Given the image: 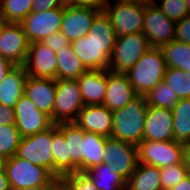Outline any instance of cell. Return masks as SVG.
<instances>
[{
	"mask_svg": "<svg viewBox=\"0 0 190 190\" xmlns=\"http://www.w3.org/2000/svg\"><path fill=\"white\" fill-rule=\"evenodd\" d=\"M116 37L110 18L105 11H100L88 34L71 45L87 70H108Z\"/></svg>",
	"mask_w": 190,
	"mask_h": 190,
	"instance_id": "6da1fadb",
	"label": "cell"
},
{
	"mask_svg": "<svg viewBox=\"0 0 190 190\" xmlns=\"http://www.w3.org/2000/svg\"><path fill=\"white\" fill-rule=\"evenodd\" d=\"M147 107L146 96L137 94L125 107L113 111L111 137L137 146L144 137Z\"/></svg>",
	"mask_w": 190,
	"mask_h": 190,
	"instance_id": "7a4b0ae2",
	"label": "cell"
},
{
	"mask_svg": "<svg viewBox=\"0 0 190 190\" xmlns=\"http://www.w3.org/2000/svg\"><path fill=\"white\" fill-rule=\"evenodd\" d=\"M166 68L161 49L151 47L125 74L136 94L147 95L163 81Z\"/></svg>",
	"mask_w": 190,
	"mask_h": 190,
	"instance_id": "3957f363",
	"label": "cell"
},
{
	"mask_svg": "<svg viewBox=\"0 0 190 190\" xmlns=\"http://www.w3.org/2000/svg\"><path fill=\"white\" fill-rule=\"evenodd\" d=\"M4 170L11 190L34 186H54L59 182L48 169L32 164L16 154L7 159Z\"/></svg>",
	"mask_w": 190,
	"mask_h": 190,
	"instance_id": "277c9868",
	"label": "cell"
},
{
	"mask_svg": "<svg viewBox=\"0 0 190 190\" xmlns=\"http://www.w3.org/2000/svg\"><path fill=\"white\" fill-rule=\"evenodd\" d=\"M150 48L143 32L116 37L108 70L127 73Z\"/></svg>",
	"mask_w": 190,
	"mask_h": 190,
	"instance_id": "5b68a950",
	"label": "cell"
},
{
	"mask_svg": "<svg viewBox=\"0 0 190 190\" xmlns=\"http://www.w3.org/2000/svg\"><path fill=\"white\" fill-rule=\"evenodd\" d=\"M84 106L76 79L57 80L52 114L54 124L74 122Z\"/></svg>",
	"mask_w": 190,
	"mask_h": 190,
	"instance_id": "8992f818",
	"label": "cell"
},
{
	"mask_svg": "<svg viewBox=\"0 0 190 190\" xmlns=\"http://www.w3.org/2000/svg\"><path fill=\"white\" fill-rule=\"evenodd\" d=\"M139 163L159 168L183 163V143L142 140L138 145Z\"/></svg>",
	"mask_w": 190,
	"mask_h": 190,
	"instance_id": "52a82bcc",
	"label": "cell"
},
{
	"mask_svg": "<svg viewBox=\"0 0 190 190\" xmlns=\"http://www.w3.org/2000/svg\"><path fill=\"white\" fill-rule=\"evenodd\" d=\"M104 163L114 173H118L123 180L127 181L139 163L138 148L134 144L107 137L105 141Z\"/></svg>",
	"mask_w": 190,
	"mask_h": 190,
	"instance_id": "ba28073f",
	"label": "cell"
},
{
	"mask_svg": "<svg viewBox=\"0 0 190 190\" xmlns=\"http://www.w3.org/2000/svg\"><path fill=\"white\" fill-rule=\"evenodd\" d=\"M53 125L33 136L21 137L16 155L53 174Z\"/></svg>",
	"mask_w": 190,
	"mask_h": 190,
	"instance_id": "9c48e42d",
	"label": "cell"
},
{
	"mask_svg": "<svg viewBox=\"0 0 190 190\" xmlns=\"http://www.w3.org/2000/svg\"><path fill=\"white\" fill-rule=\"evenodd\" d=\"M104 11L110 18L117 37L142 32L145 4L109 1Z\"/></svg>",
	"mask_w": 190,
	"mask_h": 190,
	"instance_id": "30bf717a",
	"label": "cell"
},
{
	"mask_svg": "<svg viewBox=\"0 0 190 190\" xmlns=\"http://www.w3.org/2000/svg\"><path fill=\"white\" fill-rule=\"evenodd\" d=\"M175 24L162 13L154 1L145 4L142 32L150 47L160 48L174 40Z\"/></svg>",
	"mask_w": 190,
	"mask_h": 190,
	"instance_id": "8fae6325",
	"label": "cell"
},
{
	"mask_svg": "<svg viewBox=\"0 0 190 190\" xmlns=\"http://www.w3.org/2000/svg\"><path fill=\"white\" fill-rule=\"evenodd\" d=\"M29 42L21 23H0V55L14 65H24Z\"/></svg>",
	"mask_w": 190,
	"mask_h": 190,
	"instance_id": "7c38bea8",
	"label": "cell"
},
{
	"mask_svg": "<svg viewBox=\"0 0 190 190\" xmlns=\"http://www.w3.org/2000/svg\"><path fill=\"white\" fill-rule=\"evenodd\" d=\"M63 15L64 7L31 12L21 22L28 42H41L49 35L60 31Z\"/></svg>",
	"mask_w": 190,
	"mask_h": 190,
	"instance_id": "4fadbf2b",
	"label": "cell"
},
{
	"mask_svg": "<svg viewBox=\"0 0 190 190\" xmlns=\"http://www.w3.org/2000/svg\"><path fill=\"white\" fill-rule=\"evenodd\" d=\"M14 112L21 137L33 136L54 124L51 117L40 111L24 94L14 106Z\"/></svg>",
	"mask_w": 190,
	"mask_h": 190,
	"instance_id": "5bb4252c",
	"label": "cell"
},
{
	"mask_svg": "<svg viewBox=\"0 0 190 190\" xmlns=\"http://www.w3.org/2000/svg\"><path fill=\"white\" fill-rule=\"evenodd\" d=\"M56 53L41 42L29 43L24 64L27 75L57 80Z\"/></svg>",
	"mask_w": 190,
	"mask_h": 190,
	"instance_id": "9a60e30c",
	"label": "cell"
},
{
	"mask_svg": "<svg viewBox=\"0 0 190 190\" xmlns=\"http://www.w3.org/2000/svg\"><path fill=\"white\" fill-rule=\"evenodd\" d=\"M100 11L66 4L60 31L70 43L88 34L95 16Z\"/></svg>",
	"mask_w": 190,
	"mask_h": 190,
	"instance_id": "2e32d148",
	"label": "cell"
},
{
	"mask_svg": "<svg viewBox=\"0 0 190 190\" xmlns=\"http://www.w3.org/2000/svg\"><path fill=\"white\" fill-rule=\"evenodd\" d=\"M74 123L85 132L111 137L113 127L112 111L103 104L85 105L78 113Z\"/></svg>",
	"mask_w": 190,
	"mask_h": 190,
	"instance_id": "e0dca14e",
	"label": "cell"
},
{
	"mask_svg": "<svg viewBox=\"0 0 190 190\" xmlns=\"http://www.w3.org/2000/svg\"><path fill=\"white\" fill-rule=\"evenodd\" d=\"M173 112L148 105L143 140L173 141Z\"/></svg>",
	"mask_w": 190,
	"mask_h": 190,
	"instance_id": "ac0fdd59",
	"label": "cell"
},
{
	"mask_svg": "<svg viewBox=\"0 0 190 190\" xmlns=\"http://www.w3.org/2000/svg\"><path fill=\"white\" fill-rule=\"evenodd\" d=\"M56 79L35 78L27 76L24 95L28 97L37 108L52 119L53 106L56 96Z\"/></svg>",
	"mask_w": 190,
	"mask_h": 190,
	"instance_id": "d6986e66",
	"label": "cell"
},
{
	"mask_svg": "<svg viewBox=\"0 0 190 190\" xmlns=\"http://www.w3.org/2000/svg\"><path fill=\"white\" fill-rule=\"evenodd\" d=\"M128 77L124 73H114L107 70V88L103 105L110 111L125 107L135 96Z\"/></svg>",
	"mask_w": 190,
	"mask_h": 190,
	"instance_id": "ffe728a7",
	"label": "cell"
},
{
	"mask_svg": "<svg viewBox=\"0 0 190 190\" xmlns=\"http://www.w3.org/2000/svg\"><path fill=\"white\" fill-rule=\"evenodd\" d=\"M85 105H102L107 88V70H87L77 79Z\"/></svg>",
	"mask_w": 190,
	"mask_h": 190,
	"instance_id": "44dd1931",
	"label": "cell"
},
{
	"mask_svg": "<svg viewBox=\"0 0 190 190\" xmlns=\"http://www.w3.org/2000/svg\"><path fill=\"white\" fill-rule=\"evenodd\" d=\"M27 72L24 65H15L0 84V103L14 108L24 94Z\"/></svg>",
	"mask_w": 190,
	"mask_h": 190,
	"instance_id": "7402d4cb",
	"label": "cell"
},
{
	"mask_svg": "<svg viewBox=\"0 0 190 190\" xmlns=\"http://www.w3.org/2000/svg\"><path fill=\"white\" fill-rule=\"evenodd\" d=\"M53 175L60 180L64 175L72 173V160L69 155L65 135L58 129V124H53Z\"/></svg>",
	"mask_w": 190,
	"mask_h": 190,
	"instance_id": "603a6c76",
	"label": "cell"
},
{
	"mask_svg": "<svg viewBox=\"0 0 190 190\" xmlns=\"http://www.w3.org/2000/svg\"><path fill=\"white\" fill-rule=\"evenodd\" d=\"M58 129L65 135L68 144L72 160V173L83 172L84 131L74 122L59 123Z\"/></svg>",
	"mask_w": 190,
	"mask_h": 190,
	"instance_id": "cb8c5ba5",
	"label": "cell"
},
{
	"mask_svg": "<svg viewBox=\"0 0 190 190\" xmlns=\"http://www.w3.org/2000/svg\"><path fill=\"white\" fill-rule=\"evenodd\" d=\"M125 190H162L160 168L138 163L137 168L126 181Z\"/></svg>",
	"mask_w": 190,
	"mask_h": 190,
	"instance_id": "d4e9b609",
	"label": "cell"
},
{
	"mask_svg": "<svg viewBox=\"0 0 190 190\" xmlns=\"http://www.w3.org/2000/svg\"><path fill=\"white\" fill-rule=\"evenodd\" d=\"M57 58V80L77 79L87 69L77 57L72 45L70 44L64 49L56 52Z\"/></svg>",
	"mask_w": 190,
	"mask_h": 190,
	"instance_id": "484cf974",
	"label": "cell"
},
{
	"mask_svg": "<svg viewBox=\"0 0 190 190\" xmlns=\"http://www.w3.org/2000/svg\"><path fill=\"white\" fill-rule=\"evenodd\" d=\"M107 137L84 131L83 172L104 163L105 141Z\"/></svg>",
	"mask_w": 190,
	"mask_h": 190,
	"instance_id": "4316f807",
	"label": "cell"
},
{
	"mask_svg": "<svg viewBox=\"0 0 190 190\" xmlns=\"http://www.w3.org/2000/svg\"><path fill=\"white\" fill-rule=\"evenodd\" d=\"M98 190H125L126 181L102 163L85 171Z\"/></svg>",
	"mask_w": 190,
	"mask_h": 190,
	"instance_id": "83f0119b",
	"label": "cell"
},
{
	"mask_svg": "<svg viewBox=\"0 0 190 190\" xmlns=\"http://www.w3.org/2000/svg\"><path fill=\"white\" fill-rule=\"evenodd\" d=\"M167 67L190 73V44L172 40L160 47Z\"/></svg>",
	"mask_w": 190,
	"mask_h": 190,
	"instance_id": "f1b7e54d",
	"label": "cell"
},
{
	"mask_svg": "<svg viewBox=\"0 0 190 190\" xmlns=\"http://www.w3.org/2000/svg\"><path fill=\"white\" fill-rule=\"evenodd\" d=\"M173 112V135L176 142H190V100L179 99Z\"/></svg>",
	"mask_w": 190,
	"mask_h": 190,
	"instance_id": "f546056e",
	"label": "cell"
},
{
	"mask_svg": "<svg viewBox=\"0 0 190 190\" xmlns=\"http://www.w3.org/2000/svg\"><path fill=\"white\" fill-rule=\"evenodd\" d=\"M33 0H0V20L21 23L30 13Z\"/></svg>",
	"mask_w": 190,
	"mask_h": 190,
	"instance_id": "4dcf8cb0",
	"label": "cell"
},
{
	"mask_svg": "<svg viewBox=\"0 0 190 190\" xmlns=\"http://www.w3.org/2000/svg\"><path fill=\"white\" fill-rule=\"evenodd\" d=\"M163 81L179 99L190 97V73L182 69L167 67Z\"/></svg>",
	"mask_w": 190,
	"mask_h": 190,
	"instance_id": "1f68e13d",
	"label": "cell"
},
{
	"mask_svg": "<svg viewBox=\"0 0 190 190\" xmlns=\"http://www.w3.org/2000/svg\"><path fill=\"white\" fill-rule=\"evenodd\" d=\"M146 96V102L150 106L172 110L179 101L177 95L164 81L158 83Z\"/></svg>",
	"mask_w": 190,
	"mask_h": 190,
	"instance_id": "d6a6232c",
	"label": "cell"
},
{
	"mask_svg": "<svg viewBox=\"0 0 190 190\" xmlns=\"http://www.w3.org/2000/svg\"><path fill=\"white\" fill-rule=\"evenodd\" d=\"M21 140L16 125L0 126V154L6 159L12 158L18 150Z\"/></svg>",
	"mask_w": 190,
	"mask_h": 190,
	"instance_id": "836d02e7",
	"label": "cell"
},
{
	"mask_svg": "<svg viewBox=\"0 0 190 190\" xmlns=\"http://www.w3.org/2000/svg\"><path fill=\"white\" fill-rule=\"evenodd\" d=\"M188 175L183 163L160 168L162 190H171Z\"/></svg>",
	"mask_w": 190,
	"mask_h": 190,
	"instance_id": "e575fe53",
	"label": "cell"
},
{
	"mask_svg": "<svg viewBox=\"0 0 190 190\" xmlns=\"http://www.w3.org/2000/svg\"><path fill=\"white\" fill-rule=\"evenodd\" d=\"M162 13L173 22H178L189 15L185 0H154Z\"/></svg>",
	"mask_w": 190,
	"mask_h": 190,
	"instance_id": "d590c367",
	"label": "cell"
},
{
	"mask_svg": "<svg viewBox=\"0 0 190 190\" xmlns=\"http://www.w3.org/2000/svg\"><path fill=\"white\" fill-rule=\"evenodd\" d=\"M59 181L65 190H98L85 172L66 174Z\"/></svg>",
	"mask_w": 190,
	"mask_h": 190,
	"instance_id": "8d00e7d4",
	"label": "cell"
},
{
	"mask_svg": "<svg viewBox=\"0 0 190 190\" xmlns=\"http://www.w3.org/2000/svg\"><path fill=\"white\" fill-rule=\"evenodd\" d=\"M41 43L48 46L55 53L71 44L68 38L61 31L49 35L44 38Z\"/></svg>",
	"mask_w": 190,
	"mask_h": 190,
	"instance_id": "74e56055",
	"label": "cell"
},
{
	"mask_svg": "<svg viewBox=\"0 0 190 190\" xmlns=\"http://www.w3.org/2000/svg\"><path fill=\"white\" fill-rule=\"evenodd\" d=\"M174 40L190 44V15L176 22Z\"/></svg>",
	"mask_w": 190,
	"mask_h": 190,
	"instance_id": "f35d334b",
	"label": "cell"
},
{
	"mask_svg": "<svg viewBox=\"0 0 190 190\" xmlns=\"http://www.w3.org/2000/svg\"><path fill=\"white\" fill-rule=\"evenodd\" d=\"M65 6V0H33L31 12L47 11Z\"/></svg>",
	"mask_w": 190,
	"mask_h": 190,
	"instance_id": "ab89813d",
	"label": "cell"
},
{
	"mask_svg": "<svg viewBox=\"0 0 190 190\" xmlns=\"http://www.w3.org/2000/svg\"><path fill=\"white\" fill-rule=\"evenodd\" d=\"M66 4L104 11L109 0H65Z\"/></svg>",
	"mask_w": 190,
	"mask_h": 190,
	"instance_id": "60d3db41",
	"label": "cell"
},
{
	"mask_svg": "<svg viewBox=\"0 0 190 190\" xmlns=\"http://www.w3.org/2000/svg\"><path fill=\"white\" fill-rule=\"evenodd\" d=\"M16 125L14 108L0 103V126Z\"/></svg>",
	"mask_w": 190,
	"mask_h": 190,
	"instance_id": "b9f144b4",
	"label": "cell"
},
{
	"mask_svg": "<svg viewBox=\"0 0 190 190\" xmlns=\"http://www.w3.org/2000/svg\"><path fill=\"white\" fill-rule=\"evenodd\" d=\"M15 65L0 55V84Z\"/></svg>",
	"mask_w": 190,
	"mask_h": 190,
	"instance_id": "7bdbcfd3",
	"label": "cell"
},
{
	"mask_svg": "<svg viewBox=\"0 0 190 190\" xmlns=\"http://www.w3.org/2000/svg\"><path fill=\"white\" fill-rule=\"evenodd\" d=\"M183 164L190 175V142L183 143Z\"/></svg>",
	"mask_w": 190,
	"mask_h": 190,
	"instance_id": "ee69618b",
	"label": "cell"
},
{
	"mask_svg": "<svg viewBox=\"0 0 190 190\" xmlns=\"http://www.w3.org/2000/svg\"><path fill=\"white\" fill-rule=\"evenodd\" d=\"M0 190H11L5 170H0Z\"/></svg>",
	"mask_w": 190,
	"mask_h": 190,
	"instance_id": "f6af8a7d",
	"label": "cell"
},
{
	"mask_svg": "<svg viewBox=\"0 0 190 190\" xmlns=\"http://www.w3.org/2000/svg\"><path fill=\"white\" fill-rule=\"evenodd\" d=\"M171 190H190V175H188L186 178H184L181 182H179Z\"/></svg>",
	"mask_w": 190,
	"mask_h": 190,
	"instance_id": "bcb514c9",
	"label": "cell"
},
{
	"mask_svg": "<svg viewBox=\"0 0 190 190\" xmlns=\"http://www.w3.org/2000/svg\"><path fill=\"white\" fill-rule=\"evenodd\" d=\"M109 1L124 2L135 5H143L153 2V0H109Z\"/></svg>",
	"mask_w": 190,
	"mask_h": 190,
	"instance_id": "7dc6e473",
	"label": "cell"
},
{
	"mask_svg": "<svg viewBox=\"0 0 190 190\" xmlns=\"http://www.w3.org/2000/svg\"><path fill=\"white\" fill-rule=\"evenodd\" d=\"M53 186H34V187H27L20 190H50Z\"/></svg>",
	"mask_w": 190,
	"mask_h": 190,
	"instance_id": "c3c4849f",
	"label": "cell"
},
{
	"mask_svg": "<svg viewBox=\"0 0 190 190\" xmlns=\"http://www.w3.org/2000/svg\"><path fill=\"white\" fill-rule=\"evenodd\" d=\"M6 161L7 159L3 155L0 154V170L5 169Z\"/></svg>",
	"mask_w": 190,
	"mask_h": 190,
	"instance_id": "681fc988",
	"label": "cell"
},
{
	"mask_svg": "<svg viewBox=\"0 0 190 190\" xmlns=\"http://www.w3.org/2000/svg\"><path fill=\"white\" fill-rule=\"evenodd\" d=\"M50 190H65V188L63 187V185L60 183V181L55 184Z\"/></svg>",
	"mask_w": 190,
	"mask_h": 190,
	"instance_id": "f907efd6",
	"label": "cell"
},
{
	"mask_svg": "<svg viewBox=\"0 0 190 190\" xmlns=\"http://www.w3.org/2000/svg\"><path fill=\"white\" fill-rule=\"evenodd\" d=\"M186 2V5L188 7V12H189V15H190V0H185Z\"/></svg>",
	"mask_w": 190,
	"mask_h": 190,
	"instance_id": "816d5d0a",
	"label": "cell"
}]
</instances>
